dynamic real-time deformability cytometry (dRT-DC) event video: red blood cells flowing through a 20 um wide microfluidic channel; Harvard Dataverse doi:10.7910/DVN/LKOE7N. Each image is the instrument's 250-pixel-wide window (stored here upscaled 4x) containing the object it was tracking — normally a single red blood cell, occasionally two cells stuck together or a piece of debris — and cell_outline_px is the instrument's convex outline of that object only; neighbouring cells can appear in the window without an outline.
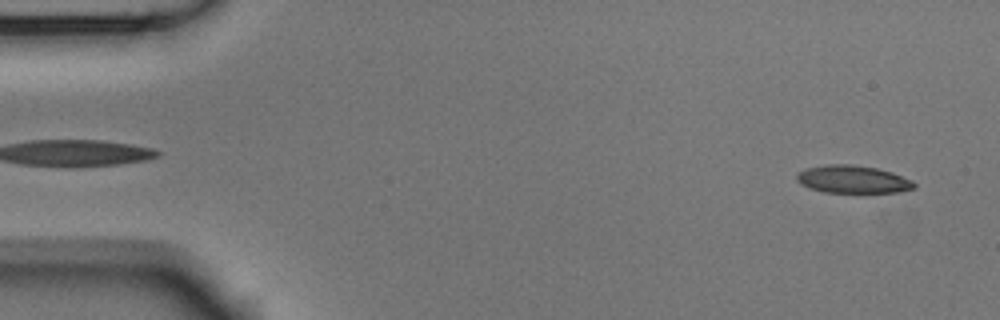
{"species": "Egyptian fruit bat (a non-hibernating species)", "species_latin": "Rousettus aegyptiacus", "temperature_condition": "room temperature", "stored_images_in_passage": 53, "camera_frame_rate_fps": 3000, "um_per_image_px": 0.085, "animal": {"sex": "male"}, "frame": {"image": 1, "passage_image": 2, "time_ms": 0.333, "image_size_px": [1000, 320], "cell_outline_px": [[916, 188], [900, 192], [824, 192], [808, 188], [800, 184], [796, 180], [796, 176], [800, 172], [808, 168], [824, 164], [852, 164], [876, 168], [892, 172], [912, 180], [916, 184]], "centroid_in_image_um": [72.5, 15.24], "position_along_channel_um": 12.5, "area_um2": 19.02}}
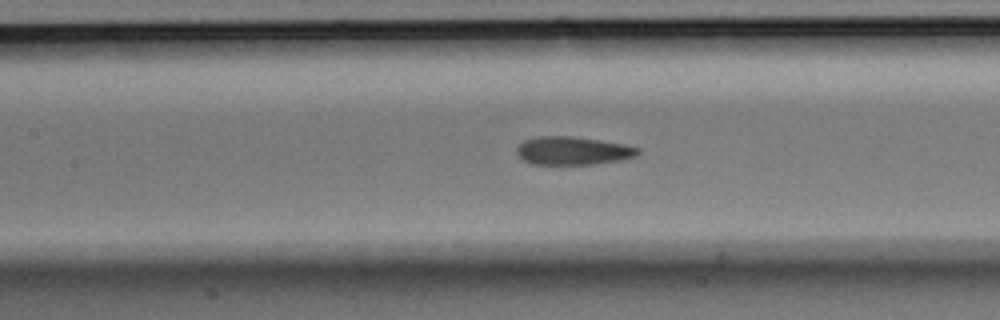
{"frame": {"image": 2, "passage_image": 23, "time_ms": 7.333, "image_size_px": [1000, 320], "cell_outline_px": [[640, 152], [636, 156], [620, 160], [592, 164], [532, 164], [520, 160], [516, 152], [516, 148], [524, 140], [540, 136], [572, 136], [600, 140], [624, 144], [640, 148]], "centroid_in_image_um": [48.67, 12.81], "position_along_channel_um": 158.7, "area_um2": 20.0}}
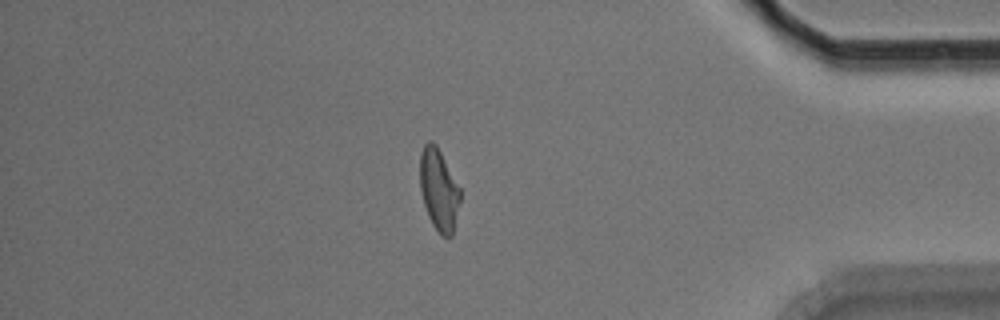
{"frame": {"image": 3, "passage_image": 45, "time_ms": 14.667, "image_size_px": [1000, 320], "cell_outline_px": [[460, 200], [452, 236], [444, 236], [432, 224], [428, 216], [424, 204], [420, 188], [420, 152], [424, 144], [428, 140], [432, 140], [436, 144], [460, 188]], "centroid_in_image_um": [37.29, 16.08], "position_along_channel_um": 397.9, "area_um2": 18.96}, "authors_computed_cell_mechanics": {"area_um2": 19.8254, "velocity_mm_per_s": 3.7166, "shape_relaxation_time_tau1_ms": 7.3149, "shape_relaxation_time_tau2_ms": 1.0528, "deformation_change_tau1": 0.1944, "deformation_change_tau2": 0.0826}}